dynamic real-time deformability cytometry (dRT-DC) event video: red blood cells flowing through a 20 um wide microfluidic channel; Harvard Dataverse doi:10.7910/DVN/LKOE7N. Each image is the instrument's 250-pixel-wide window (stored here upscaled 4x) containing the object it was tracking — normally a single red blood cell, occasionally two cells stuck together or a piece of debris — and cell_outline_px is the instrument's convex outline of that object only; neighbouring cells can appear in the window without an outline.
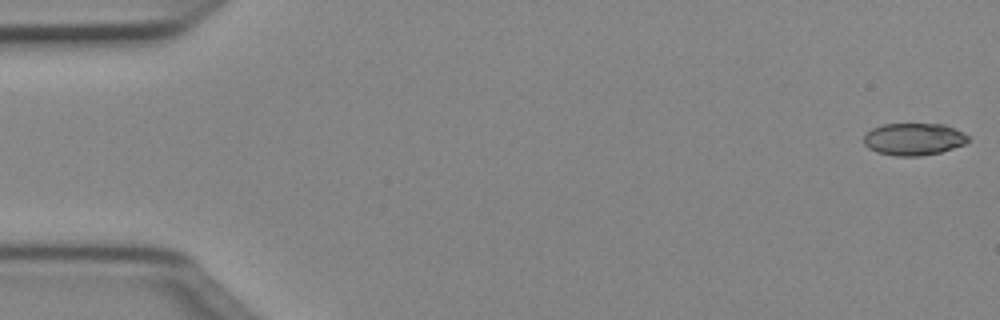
{"species": "Egyptian fruit bat (a non-hibernating species)", "species_latin": "Rousettus aegyptiacus", "temperature_condition": "cold", "stored_images_in_passage": 7, "camera_frame_rate_fps": 3000, "um_per_image_px": 0.085, "animal": {"sex": "female"}, "frame": {"image": 1, "passage_image": 1, "time_ms": 0.0, "image_size_px": [1000, 320], "cell_outline_px": [[972, 140], [968, 144], [940, 152], [920, 156], [896, 156], [876, 152], [868, 148], [864, 144], [864, 136], [872, 128], [884, 124], [944, 124], [964, 132]], "centroid_in_image_um": [77.72, 11.83], "position_along_channel_um": 7.3, "area_um2": 19.83}}